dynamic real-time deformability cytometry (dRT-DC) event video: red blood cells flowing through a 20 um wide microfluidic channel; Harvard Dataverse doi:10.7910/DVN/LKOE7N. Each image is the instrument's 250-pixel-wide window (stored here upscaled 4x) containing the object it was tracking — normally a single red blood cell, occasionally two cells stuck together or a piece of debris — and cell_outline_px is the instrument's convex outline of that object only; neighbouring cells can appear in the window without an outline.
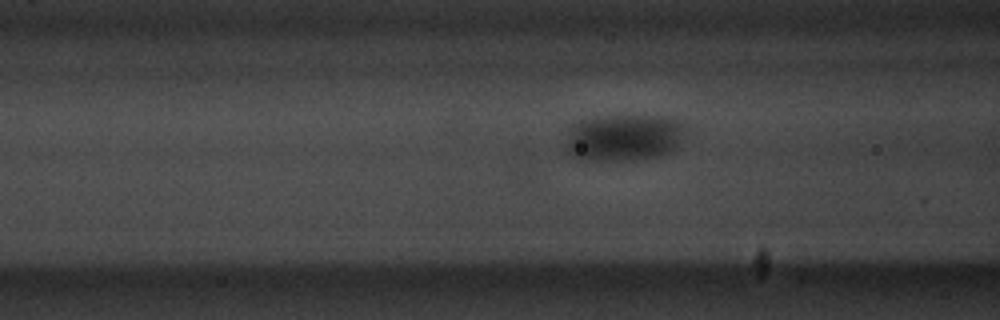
{"species": "common noctule bat (a hibernating species)", "species_latin": "Nyctalus noctula", "temperature_condition": "warm", "stored_images_in_passage": 41, "camera_frame_rate_fps": 3000, "um_per_image_px": 0.085, "animal": {"sex": "male", "body_mass_g": 20.1, "forearm_length_mm": 53.5}, "frame": {"image": 1, "passage_image": 14, "time_ms": 4.333, "image_size_px": [1000, 320], "cell_outline_px": [[684, 128], [672, 152], [660, 156], [632, 160], [576, 160], [568, 152], [568, 144], [572, 124], [580, 120], [596, 116], [652, 116], [676, 120]], "centroid_in_image_um": [52.96, 11.71], "position_along_channel_um": 113.6, "area_um2": 32.08}}
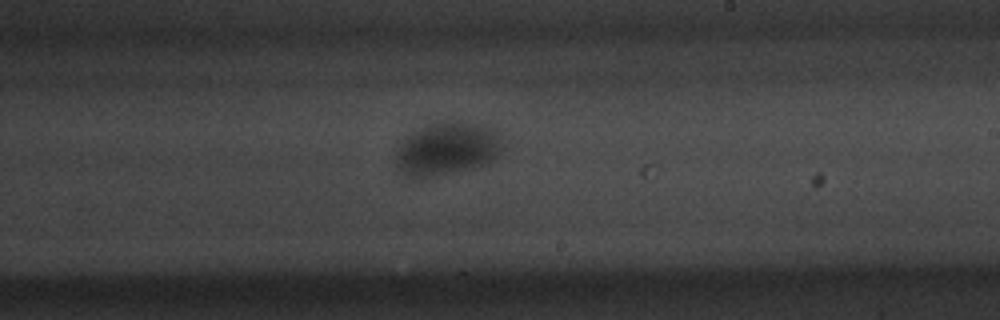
{"frame": {"image": 2, "passage_image": 25, "time_ms": 8.0, "image_size_px": [1000, 320], "cell_outline_px": [[500, 140], [496, 152], [488, 160], [472, 168], [424, 176], [408, 176], [396, 168], [396, 148], [412, 132], [420, 128], [432, 124], [468, 124], [492, 128], [500, 136]], "centroid_in_image_um": [37.89, 12.66], "position_along_channel_um": 251.1, "area_um2": 30.75}}
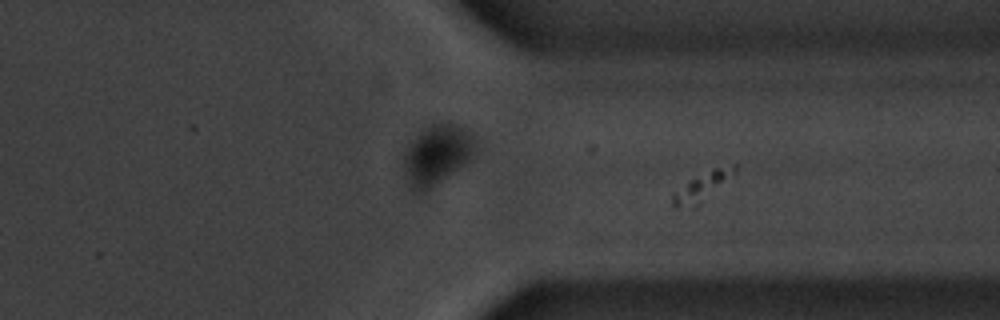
{"frame": {"image": 3, "passage_image": 35, "time_ms": 11.333, "image_size_px": [1000, 320], "cell_outline_px": [[476, 144], [468, 160], [424, 192], [416, 192], [412, 188], [404, 172], [404, 156], [416, 136], [424, 128], [440, 120], [448, 120], [464, 124], [472, 132], [476, 140]], "centroid_in_image_um": [37.18, 13.04], "position_along_channel_um": 374.2, "area_um2": 24.74}}